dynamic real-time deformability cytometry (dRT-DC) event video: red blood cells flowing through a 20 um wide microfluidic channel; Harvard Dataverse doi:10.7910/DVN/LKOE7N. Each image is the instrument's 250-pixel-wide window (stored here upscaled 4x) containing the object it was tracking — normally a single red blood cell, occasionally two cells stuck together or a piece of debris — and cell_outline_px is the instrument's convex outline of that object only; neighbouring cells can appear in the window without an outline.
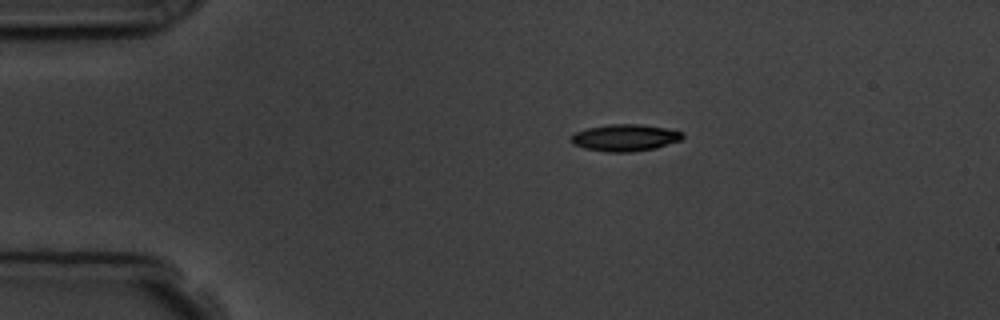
{"species": "common noctule bat (a hibernating species)", "species_latin": "Nyctalus noctula", "temperature_condition": "room temperature", "stored_images_in_passage": 4, "camera_frame_rate_fps": 3000, "um_per_image_px": 0.085, "animal": {"sex": "male", "body_mass_g": 19.5, "forearm_length_mm": 54.6}, "frame": {"image": 1, "passage_image": 1, "time_ms": 0.0, "image_size_px": [1000, 320], "cell_outline_px": [[684, 136], [680, 140], [656, 148], [628, 152], [608, 152], [584, 148], [572, 144], [568, 140], [576, 132], [588, 128], [608, 124], [640, 124], [668, 128], [684, 132]], "centroid_in_image_um": [53.13, 11.7], "position_along_channel_um": 31.9, "area_um2": 17.51}}
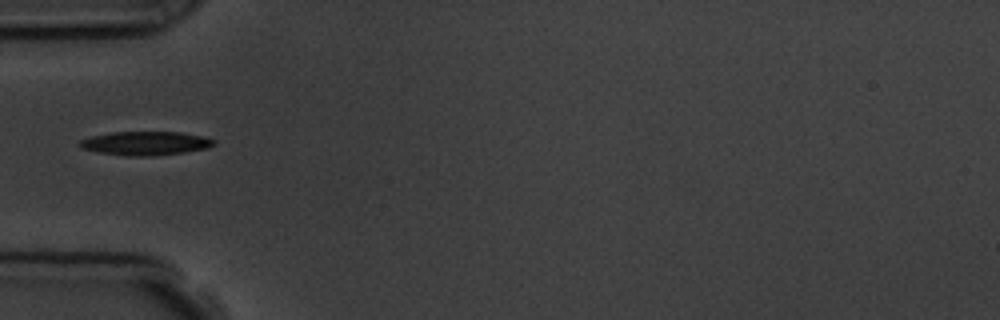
{"frame": {"image": 2, "passage_image": 3, "time_ms": 2.333, "image_size_px": [1000, 320], "cell_outline_px": [[216, 144], [204, 148], [184, 152], [148, 156], [128, 156], [100, 152], [80, 148], [80, 140], [92, 136], [112, 132], [180, 132], [204, 136], [216, 140]], "centroid_in_image_um": [12.38, 12.17], "position_along_channel_um": 72.6, "area_um2": 18.38}}